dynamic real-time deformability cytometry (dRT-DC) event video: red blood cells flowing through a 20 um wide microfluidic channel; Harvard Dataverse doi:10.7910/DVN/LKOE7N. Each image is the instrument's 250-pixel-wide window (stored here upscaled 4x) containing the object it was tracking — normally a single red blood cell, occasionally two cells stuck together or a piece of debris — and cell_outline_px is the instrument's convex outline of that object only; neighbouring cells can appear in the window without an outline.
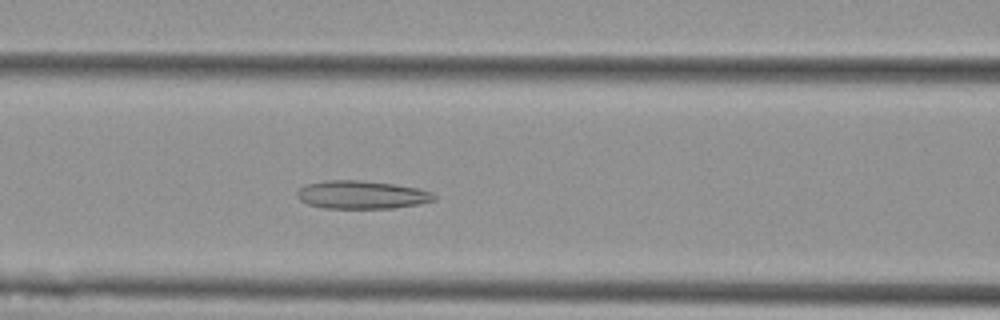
{"species": "Egyptian fruit bat (a non-hibernating species)", "species_latin": "Rousettus aegyptiacus", "temperature_condition": "cold", "stored_images_in_passage": 45, "camera_frame_rate_fps": 3000, "um_per_image_px": 0.085, "animal": {"sex": "female"}, "frame": {"image": 1, "passage_image": 13, "time_ms": 4.0, "image_size_px": [1000, 320], "cell_outline_px": [[436, 200], [420, 204], [392, 208], [324, 208], [308, 204], [300, 200], [296, 196], [296, 192], [304, 184], [324, 180], [360, 180], [396, 184], [416, 188], [432, 192], [436, 196]], "centroid_in_image_um": [30.73, 16.55], "position_along_channel_um": 135.9, "area_um2": 22.66}}
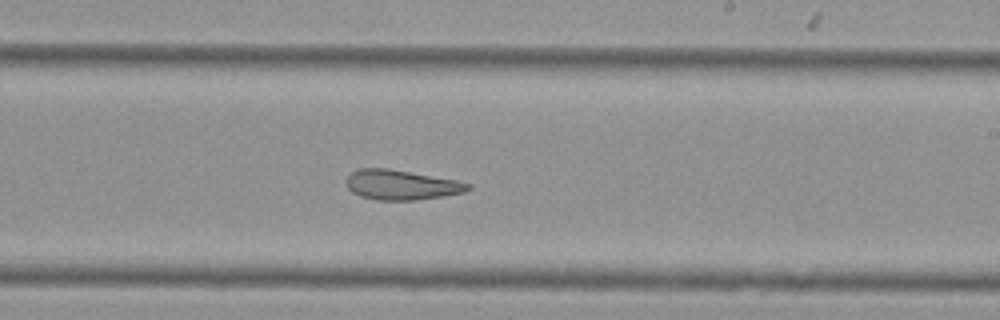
{"frame": {"image": 2, "passage_image": 23, "time_ms": 7.333, "image_size_px": [1000, 320], "cell_outline_px": [[472, 188], [464, 192], [444, 196], [416, 200], [376, 200], [360, 196], [352, 192], [348, 188], [348, 176], [352, 172], [360, 168], [388, 168], [456, 180], [472, 184]], "centroid_in_image_um": [34.14, 15.72], "position_along_channel_um": 254.9, "area_um2": 21.1}}
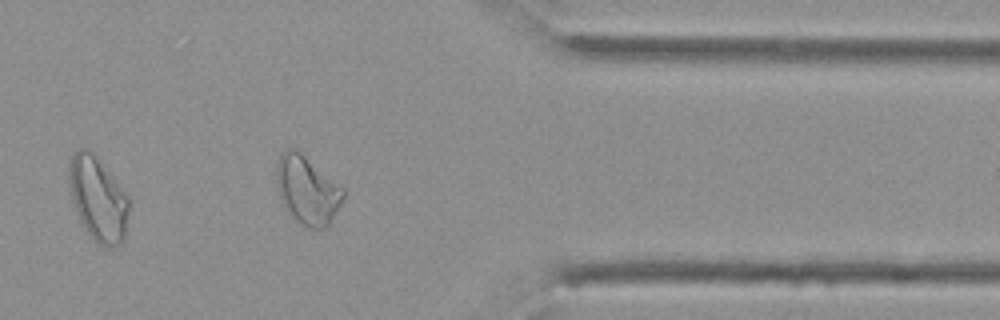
{"frame": {"image": 3, "passage_image": 35, "time_ms": 11.333, "image_size_px": [1000, 320], "cell_outline_px": [[344, 196], [340, 204], [328, 224], [324, 228], [308, 228], [296, 220], [288, 212], [280, 200], [276, 188], [276, 164], [280, 152], [288, 148], [292, 148], [300, 152], [344, 188]], "centroid_in_image_um": [26.07, 16.13], "position_along_channel_um": 385.3, "area_um2": 26.41}, "authors_computed_cell_mechanics": {"area_um2": 24.4494, "velocity_mm_per_s": 3.5975, "shape_relaxation_time_tau1_ms": null, "shape_relaxation_time_tau2_ms": 3.4455, "deformation_change_tau1": null, "deformation_change_tau2": 0.1289}}